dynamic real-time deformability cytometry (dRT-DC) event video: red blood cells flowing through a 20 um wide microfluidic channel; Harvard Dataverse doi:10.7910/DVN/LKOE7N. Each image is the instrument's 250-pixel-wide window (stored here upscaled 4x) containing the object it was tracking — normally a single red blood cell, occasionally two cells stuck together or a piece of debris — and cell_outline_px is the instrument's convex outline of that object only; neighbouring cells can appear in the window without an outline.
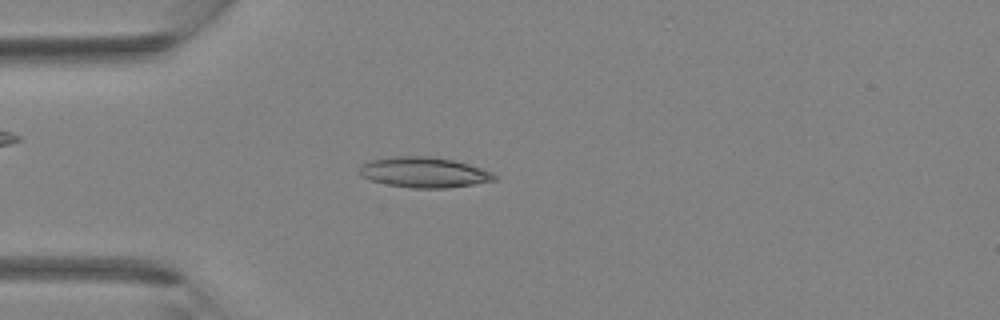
{"species": "Egyptian fruit bat (a non-hibernating species)", "species_latin": "Rousettus aegyptiacus", "temperature_condition": "room temperature", "stored_images_in_passage": 39, "camera_frame_rate_fps": 3000, "um_per_image_px": 0.085, "animal": {"sex": "female"}, "frame": {"image": 1, "passage_image": 10, "time_ms": 3.0, "image_size_px": [1000, 320], "cell_outline_px": [[500, 176], [496, 180], [472, 184], [444, 188], [412, 188], [388, 184], [368, 180], [360, 176], [356, 172], [368, 160], [392, 156], [432, 156], [452, 160], [468, 164], [492, 172]], "centroid_in_image_um": [36.0, 14.64], "position_along_channel_um": 49.0, "area_um2": 24.04}}
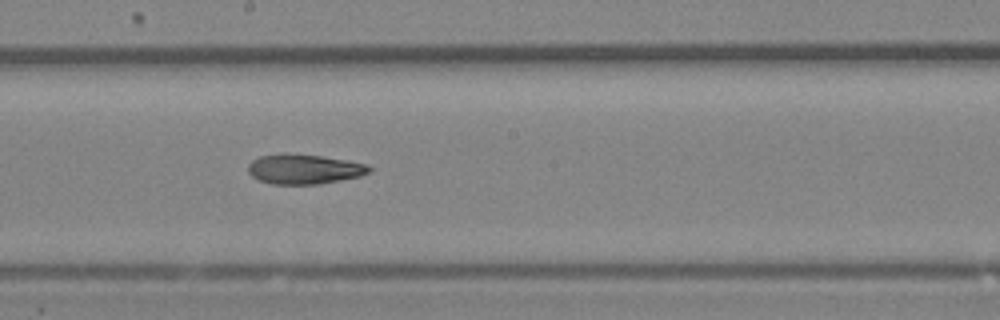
{"frame": {"image": 2, "passage_image": 21, "time_ms": 6.667, "image_size_px": [1000, 320], "cell_outline_px": [[372, 172], [360, 176], [320, 184], [272, 184], [260, 180], [252, 176], [248, 172], [248, 164], [252, 160], [260, 156], [284, 152], [320, 156], [368, 164], [372, 168]], "centroid_in_image_um": [25.85, 14.37], "position_along_channel_um": 222.4, "area_um2": 21.15}}
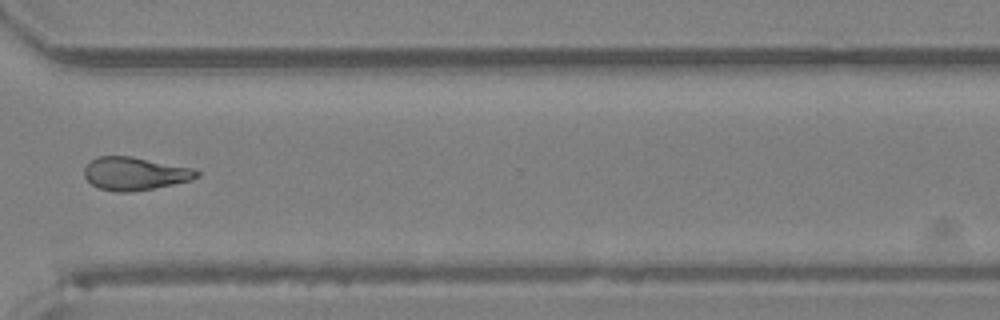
{"frame": {"image": 3, "passage_image": 29, "time_ms": 9.333, "image_size_px": [1000, 320], "cell_outline_px": [[200, 176], [192, 180], [152, 188], [128, 192], [116, 192], [100, 188], [92, 184], [84, 176], [84, 168], [92, 160], [100, 156], [132, 156], [192, 168], [200, 172]], "centroid_in_image_um": [11.47, 14.75], "position_along_channel_um": 359.1, "area_um2": 21.44}}